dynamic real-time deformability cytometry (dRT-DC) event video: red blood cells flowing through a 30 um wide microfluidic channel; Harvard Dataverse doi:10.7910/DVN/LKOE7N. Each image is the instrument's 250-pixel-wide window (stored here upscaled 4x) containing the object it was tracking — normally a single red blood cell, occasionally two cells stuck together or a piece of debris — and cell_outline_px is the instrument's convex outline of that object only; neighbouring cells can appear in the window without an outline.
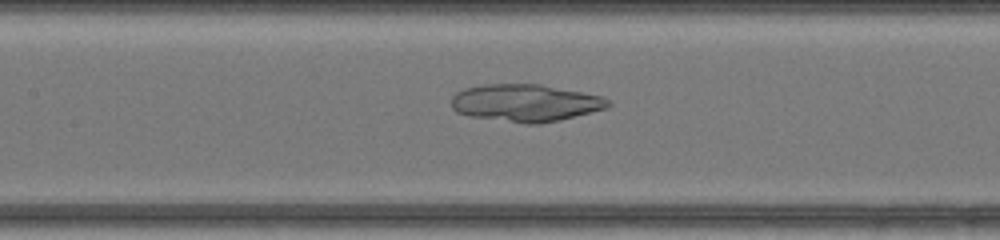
{"species": "common noctule bat (a hibernating species)", "species_latin": "Nyctalus noctula", "temperature_condition": "warm", "stored_images_in_passage": 49, "camera_frame_rate_fps": 3000, "um_per_image_px": 0.085, "animal": {"sex": "female", "body_mass_g": 17.0, "forearm_length_mm": 48.0}, "frame": {"image": 1, "passage_image": 24, "time_ms": 7.667, "image_size_px": [1000, 240], "cell_outline_px": [[612, 104], [608, 108], [560, 120], [540, 124], [528, 124], [468, 116], [456, 112], [452, 108], [452, 96], [456, 92], [464, 88], [484, 84], [540, 84], [600, 96], [608, 100]], "centroid_in_image_um": [44.64, 8.75], "position_along_channel_um": 162.8, "area_um2": 34.1}}
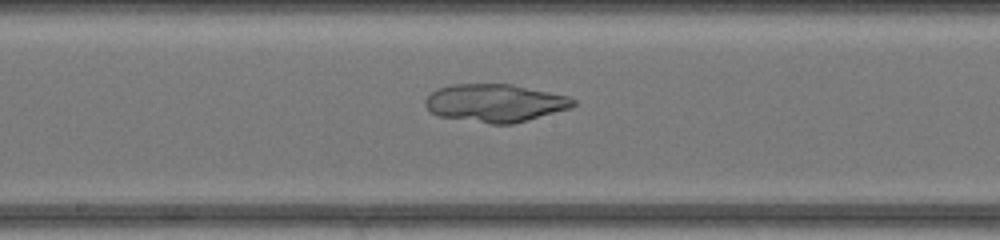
{"frame": {"image": 2, "passage_image": 27, "time_ms": 8.667, "image_size_px": [1000, 240], "cell_outline_px": [[576, 104], [572, 108], [528, 120], [512, 124], [492, 124], [440, 116], [432, 112], [424, 104], [424, 100], [436, 88], [452, 84], [512, 84], [568, 96], [576, 100]], "centroid_in_image_um": [42.11, 8.75], "position_along_channel_um": 206.1, "area_um2": 32.66}}
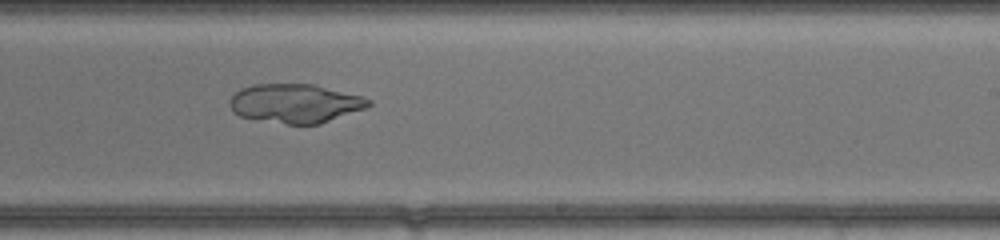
{"frame": {"image": 3, "passage_image": 31, "time_ms": 10.0, "image_size_px": [1000, 240], "cell_outline_px": [[372, 104], [368, 108], [320, 124], [288, 124], [240, 116], [232, 112], [228, 104], [228, 100], [240, 88], [252, 84], [312, 84], [360, 96], [372, 100]], "centroid_in_image_um": [25.08, 8.79], "position_along_channel_um": 263.9, "area_um2": 31.56}}